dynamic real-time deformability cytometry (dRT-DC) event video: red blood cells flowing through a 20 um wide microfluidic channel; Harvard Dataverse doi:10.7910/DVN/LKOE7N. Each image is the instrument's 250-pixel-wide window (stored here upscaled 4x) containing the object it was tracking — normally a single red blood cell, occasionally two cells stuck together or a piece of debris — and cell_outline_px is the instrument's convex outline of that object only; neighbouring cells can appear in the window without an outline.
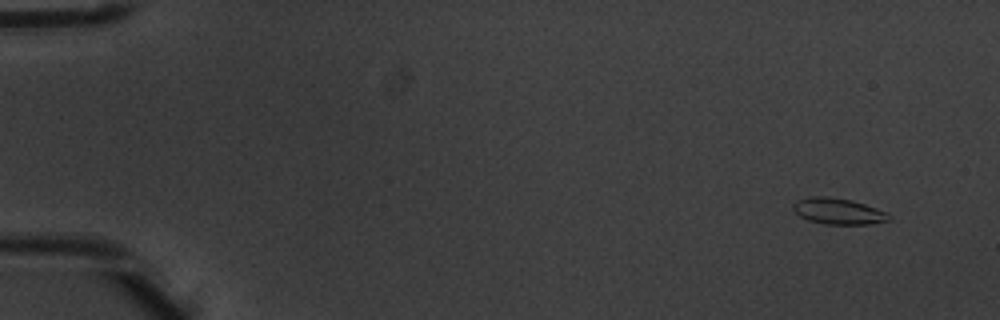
{"species": "common noctule bat (a hibernating species)", "species_latin": "Nyctalus noctula", "temperature_condition": "warm", "stored_images_in_passage": 4, "camera_frame_rate_fps": 3000, "um_per_image_px": 0.085, "animal": {"sex": "male", "body_mass_g": 20.1, "forearm_length_mm": 53.5}, "frame": {"image": 1, "passage_image": 1, "time_ms": 0.0, "image_size_px": [1000, 320], "cell_outline_px": [[892, 220], [868, 224], [824, 224], [808, 220], [800, 216], [792, 208], [792, 204], [796, 200], [808, 196], [824, 196], [852, 200], [876, 208], [892, 216]], "centroid_in_image_um": [71.23, 17.95], "position_along_channel_um": 13.8, "area_um2": 14.62}}
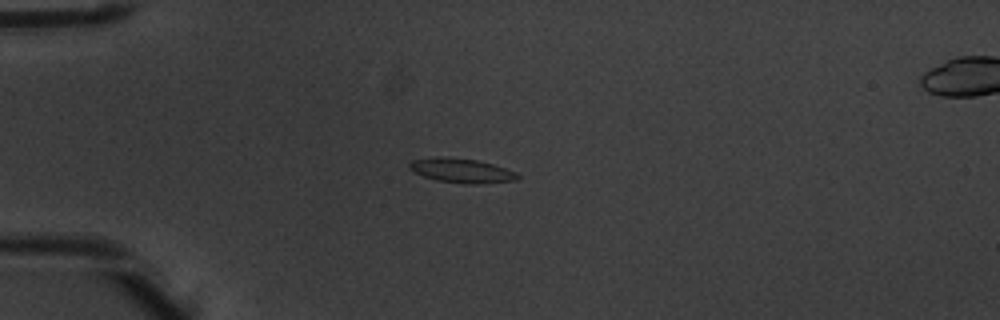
{"frame": {"image": 2, "passage_image": 4, "time_ms": 1.0, "image_size_px": [1000, 320], "cell_outline_px": [[520, 176], [516, 180], [476, 184], [464, 184], [436, 180], [412, 172], [408, 168], [408, 164], [412, 160], [440, 156], [476, 160], [492, 164], [516, 172]], "centroid_in_image_um": [39.18, 14.5], "position_along_channel_um": 45.8, "area_um2": 15.32}}